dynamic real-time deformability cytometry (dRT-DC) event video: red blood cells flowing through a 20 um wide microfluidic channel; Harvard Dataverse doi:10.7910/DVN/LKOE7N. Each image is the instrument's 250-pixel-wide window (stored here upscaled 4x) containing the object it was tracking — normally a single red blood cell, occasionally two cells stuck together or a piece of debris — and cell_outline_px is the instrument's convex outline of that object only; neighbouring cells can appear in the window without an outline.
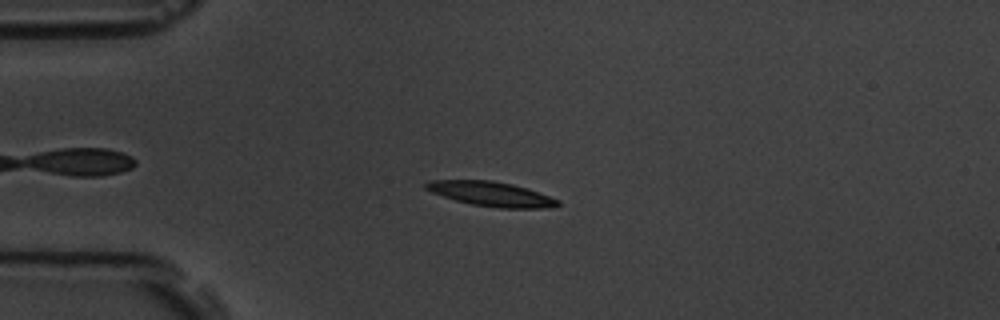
{"species": "common noctule bat (a hibernating species)", "species_latin": "Nyctalus noctula", "temperature_condition": "room temperature", "stored_images_in_passage": 4, "camera_frame_rate_fps": 3000, "um_per_image_px": 0.085, "animal": {"sex": "male", "body_mass_g": 19.5, "forearm_length_mm": 54.6}, "frame": {"image": 1, "passage_image": 3, "time_ms": 3.333, "image_size_px": [1000, 320], "cell_outline_px": [[560, 204], [552, 208], [500, 208], [472, 204], [456, 200], [432, 192], [424, 188], [424, 184], [428, 180], [492, 180], [512, 184], [528, 188], [560, 200]], "centroid_in_image_um": [41.78, 16.48], "position_along_channel_um": 43.2, "area_um2": 18.9}}